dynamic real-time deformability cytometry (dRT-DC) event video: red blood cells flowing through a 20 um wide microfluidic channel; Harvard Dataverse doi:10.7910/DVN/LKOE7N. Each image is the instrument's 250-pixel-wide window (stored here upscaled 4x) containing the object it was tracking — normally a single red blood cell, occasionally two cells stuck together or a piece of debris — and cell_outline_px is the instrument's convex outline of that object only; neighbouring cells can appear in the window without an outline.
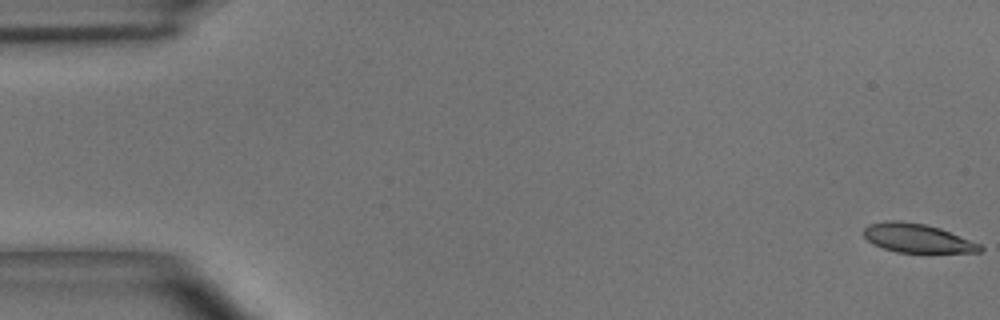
{"species": "common noctule bat (a hibernating species)", "species_latin": "Nyctalus noctula", "temperature_condition": "room temperature", "stored_images_in_passage": 15, "camera_frame_rate_fps": 3000, "um_per_image_px": 0.085, "animal": {"sex": "male", "body_mass_g": 15.6}, "frame": {"image": 1, "passage_image": 1, "time_ms": 0.0, "image_size_px": [1000, 320], "cell_outline_px": [[984, 248], [980, 252], [896, 252], [872, 244], [864, 236], [864, 228], [868, 224], [888, 220], [896, 220], [924, 224], [940, 228], [980, 244]], "centroid_in_image_um": [77.94, 20.24], "position_along_channel_um": 7.1, "area_um2": 19.36}}